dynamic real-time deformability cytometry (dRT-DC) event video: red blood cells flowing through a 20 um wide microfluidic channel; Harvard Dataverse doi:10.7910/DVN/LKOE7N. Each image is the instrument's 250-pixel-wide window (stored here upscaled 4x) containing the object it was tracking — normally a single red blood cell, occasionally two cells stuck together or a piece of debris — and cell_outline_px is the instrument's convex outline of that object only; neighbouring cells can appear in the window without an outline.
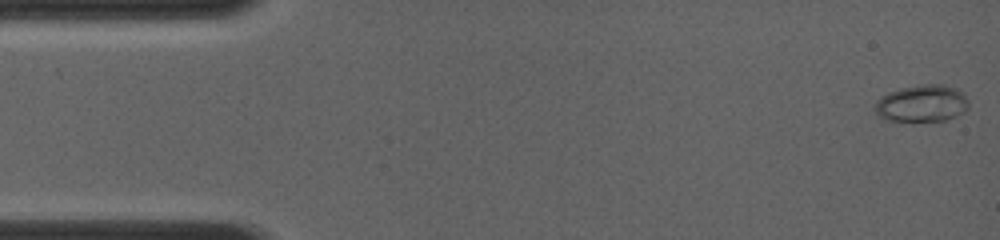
{"species": "common noctule bat (a hibernating species)", "species_latin": "Nyctalus noctula", "temperature_condition": "room temperature", "stored_images_in_passage": 16, "camera_frame_rate_fps": 4000, "um_per_image_px": 0.085, "animal": {"sex": "female", "body_mass_g": 19.0, "forearm_length_mm": 56.7}, "frame": {"image": 1, "passage_image": 1, "time_ms": 0.0, "image_size_px": [1000, 240], "cell_outline_px": [[968, 108], [964, 112], [948, 120], [912, 124], [888, 120], [876, 116], [872, 108], [876, 100], [880, 96], [888, 92], [900, 88], [920, 84], [944, 84], [956, 88], [964, 92], [968, 100]], "centroid_in_image_um": [78.32, 8.83], "position_along_channel_um": 6.7, "area_um2": 21.44}}
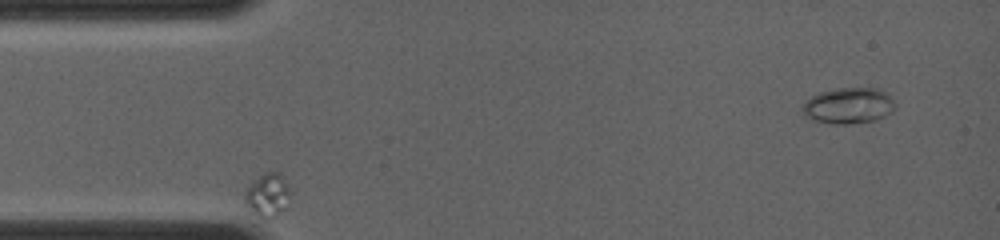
{"frame": {"image": 2, "passage_image": 4, "time_ms": 0.75, "image_size_px": [1000, 240], "cell_outline_px": [[292, 192], [284, 208], [276, 216], [268, 220], [264, 220], [244, 200], [244, 188], [252, 180], [264, 172], [280, 172], [284, 176]], "centroid_in_image_um": [22.76, 16.52], "position_along_channel_um": 62.2, "area_um2": 11.68}}